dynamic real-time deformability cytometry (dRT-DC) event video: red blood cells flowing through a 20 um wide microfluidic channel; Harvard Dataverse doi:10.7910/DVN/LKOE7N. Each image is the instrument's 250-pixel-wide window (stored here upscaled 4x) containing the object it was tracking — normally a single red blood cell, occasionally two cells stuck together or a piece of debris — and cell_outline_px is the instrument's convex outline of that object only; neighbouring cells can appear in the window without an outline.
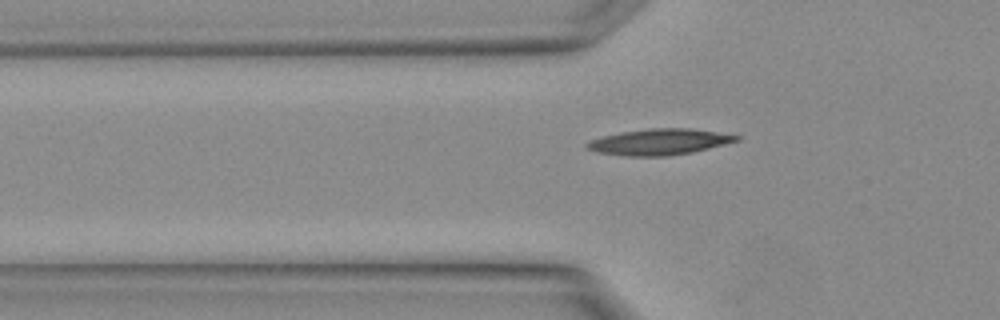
{"species": "Egyptian fruit bat (a non-hibernating species)", "species_latin": "Rousettus aegyptiacus", "temperature_condition": "warm", "stored_images_in_passage": 3, "camera_frame_rate_fps": 3000, "um_per_image_px": 0.085, "animal": {"sex": "female"}, "frame": {"image": 1, "passage_image": 3, "time_ms": 0.667, "image_size_px": [1000, 320], "cell_outline_px": [[740, 140], [692, 152], [668, 156], [628, 156], [596, 152], [584, 148], [584, 144], [592, 140], [604, 136], [620, 132], [648, 128], [688, 128], [716, 132], [740, 136]], "centroid_in_image_um": [56.0, 12.06], "position_along_channel_um": 69.8, "area_um2": 22.54}}